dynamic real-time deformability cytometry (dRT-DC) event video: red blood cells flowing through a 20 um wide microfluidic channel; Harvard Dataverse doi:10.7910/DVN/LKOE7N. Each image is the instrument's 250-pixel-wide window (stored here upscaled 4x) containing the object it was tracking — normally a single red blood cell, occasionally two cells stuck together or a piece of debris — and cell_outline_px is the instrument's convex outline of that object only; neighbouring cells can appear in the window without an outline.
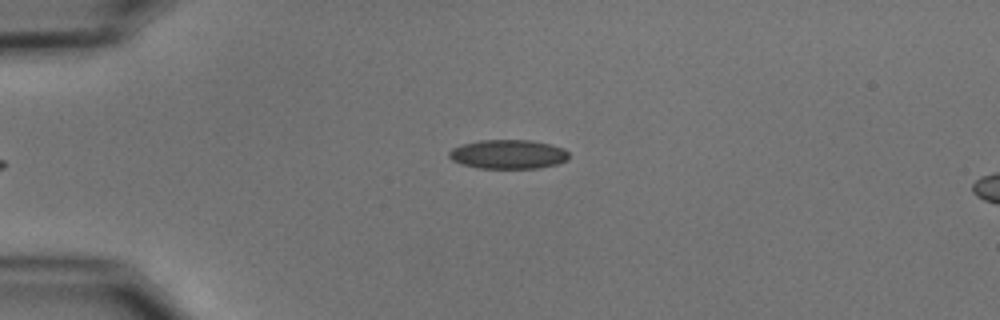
{"species": "common noctule bat (a hibernating species)", "species_latin": "Nyctalus noctula", "temperature_condition": "cold", "stored_images_in_passage": 5, "camera_frame_rate_fps": 3000, "um_per_image_px": 0.085, "animal": {"sex": "male", "body_mass_g": 15.6}, "frame": {"image": 1, "passage_image": 5, "time_ms": 4.667, "image_size_px": [1000, 320], "cell_outline_px": [[568, 160], [556, 164], [540, 168], [480, 168], [460, 164], [452, 160], [448, 156], [448, 152], [452, 148], [460, 144], [480, 140], [532, 140], [552, 144], [564, 148], [568, 152]], "centroid_in_image_um": [43.19, 13.1], "position_along_channel_um": 41.8, "area_um2": 20.58}}